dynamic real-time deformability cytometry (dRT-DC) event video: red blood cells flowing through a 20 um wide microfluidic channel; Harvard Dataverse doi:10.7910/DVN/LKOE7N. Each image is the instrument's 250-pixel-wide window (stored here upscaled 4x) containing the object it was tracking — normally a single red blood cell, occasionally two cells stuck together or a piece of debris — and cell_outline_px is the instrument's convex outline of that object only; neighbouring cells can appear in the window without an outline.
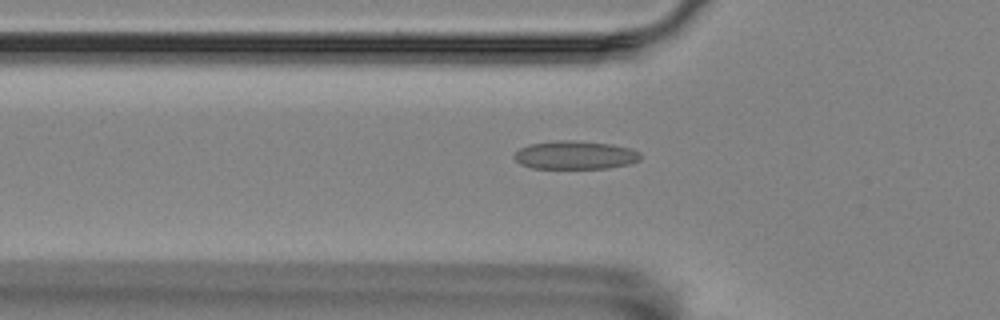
{"species": "Egyptian fruit bat (a non-hibernating species)", "species_latin": "Rousettus aegyptiacus", "temperature_condition": "room temperature", "stored_images_in_passage": 41, "camera_frame_rate_fps": 3000, "um_per_image_px": 0.085, "animal": {"sex": "female"}, "frame": {"image": 1, "passage_image": 3, "time_ms": 0.667, "image_size_px": [1000, 320], "cell_outline_px": [[640, 160], [628, 164], [608, 168], [532, 168], [520, 164], [512, 156], [520, 148], [528, 144], [556, 140], [572, 140], [612, 144], [632, 148], [640, 152]], "centroid_in_image_um": [48.88, 13.17], "position_along_channel_um": 76.9, "area_um2": 20.98}}
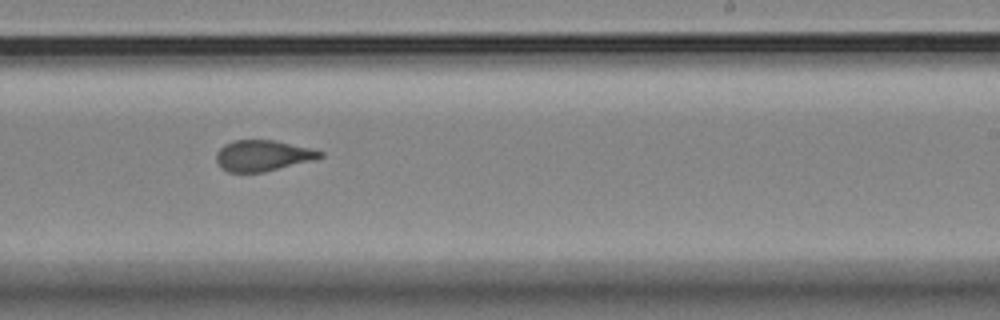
{"frame": {"image": 2, "passage_image": 19, "time_ms": 6.0, "image_size_px": [1000, 320], "cell_outline_px": [[324, 156], [312, 160], [264, 172], [228, 172], [220, 168], [216, 160], [216, 152], [224, 144], [232, 140], [276, 140], [324, 152]], "centroid_in_image_um": [22.29, 13.22], "position_along_channel_um": 266.7, "area_um2": 18.67}}
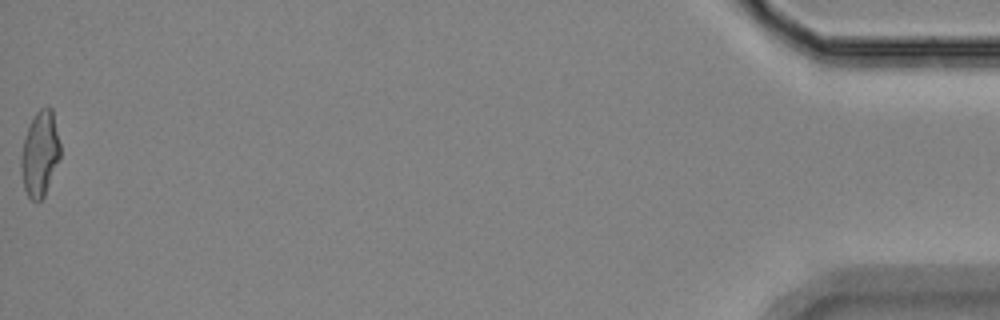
{"frame": {"image": 3, "passage_image": 41, "time_ms": 13.333, "image_size_px": [1000, 320], "cell_outline_px": [[60, 156], [44, 196], [40, 200], [32, 200], [28, 196], [24, 188], [20, 164], [20, 156], [24, 140], [28, 128], [36, 112], [40, 108], [52, 108], [60, 144]], "centroid_in_image_um": [3.39, 13.07], "position_along_channel_um": 431.8, "area_um2": 19.07}, "authors_computed_cell_mechanics": {"area_um2": 19.2474, "velocity_mm_per_s": 3.5383, "shape_relaxation_time_tau1_ms": null, "shape_relaxation_time_tau2_ms": 1.2244, "deformation_change_tau1": null, "deformation_change_tau2": 0.0843}}